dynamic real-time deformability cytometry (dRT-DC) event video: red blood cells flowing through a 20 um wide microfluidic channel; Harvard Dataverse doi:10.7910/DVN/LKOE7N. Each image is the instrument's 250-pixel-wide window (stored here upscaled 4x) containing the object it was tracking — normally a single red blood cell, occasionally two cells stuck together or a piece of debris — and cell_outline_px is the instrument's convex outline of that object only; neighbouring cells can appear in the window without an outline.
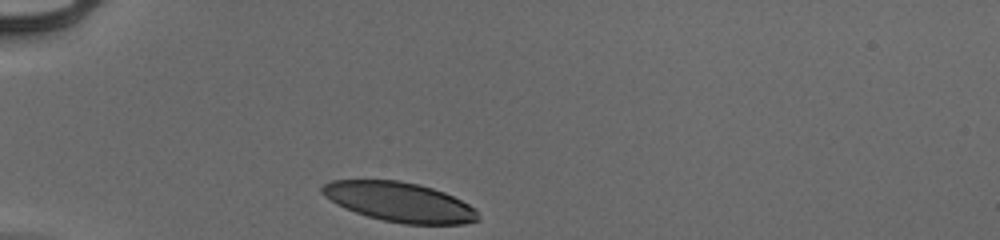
{"species": "human", "species_latin": "Homo sapiens", "temperature_condition": "cold", "stored_images_in_passage": 30, "camera_frame_rate_fps": 3000, "um_per_image_px": 0.085, "donor": {"sex": "male"}, "frame": {"image": 1, "passage_image": 1, "time_ms": 0.0, "image_size_px": [1000, 240], "cell_outline_px": [[480, 220], [464, 224], [404, 224], [384, 220], [368, 216], [344, 208], [336, 204], [324, 196], [320, 192], [320, 188], [324, 184], [332, 180], [400, 180], [420, 184], [444, 192], [476, 208], [480, 216]], "centroid_in_image_um": [33.96, 17.16], "position_along_channel_um": 51.0, "area_um2": 36.07}}
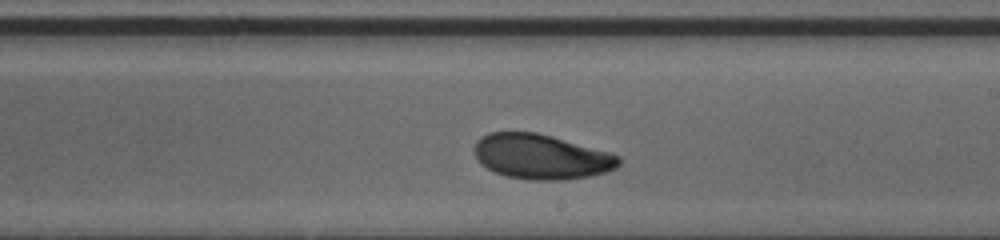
{"frame": {"image": 2, "passage_image": 18, "time_ms": 5.667, "image_size_px": [1000, 240], "cell_outline_px": [[620, 164], [616, 168], [608, 172], [588, 176], [564, 180], [528, 180], [504, 176], [480, 164], [476, 160], [472, 148], [476, 140], [480, 136], [488, 132], [536, 132], [552, 136], [612, 152], [620, 156]], "centroid_in_image_um": [45.98, 13.31], "position_along_channel_um": 243.0, "area_um2": 38.44}}
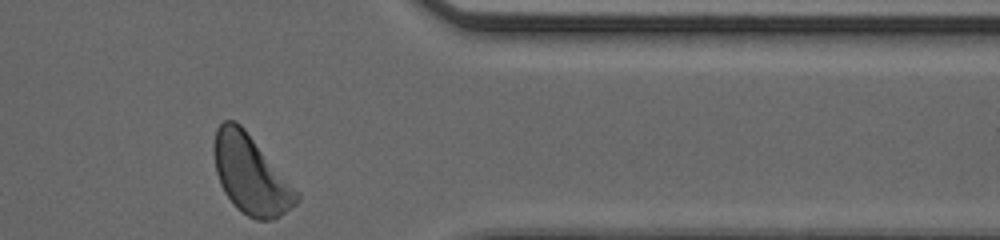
{"frame": {"image": 3, "passage_image": 30, "time_ms": 9.667, "image_size_px": [1000, 240], "cell_outline_px": [[300, 200], [296, 204], [280, 216], [272, 220], [256, 220], [248, 216], [236, 208], [232, 204], [224, 192], [220, 184], [216, 172], [212, 152], [212, 148], [216, 128], [224, 120], [236, 120], [244, 128], [300, 192]], "centroid_in_image_um": [21.31, 14.84], "position_along_channel_um": 390.1, "area_um2": 38.32}, "authors_computed_cell_mechanics": {"area_um2": 37.9746, "velocity_mm_per_s": 3.8959, "shape_relaxation_time_tau1_ms": 4.5513, "shape_relaxation_time_tau2_ms": 6.0267, "deformation_change_tau1": 0.1737, "deformation_change_tau2": 0.1281}}